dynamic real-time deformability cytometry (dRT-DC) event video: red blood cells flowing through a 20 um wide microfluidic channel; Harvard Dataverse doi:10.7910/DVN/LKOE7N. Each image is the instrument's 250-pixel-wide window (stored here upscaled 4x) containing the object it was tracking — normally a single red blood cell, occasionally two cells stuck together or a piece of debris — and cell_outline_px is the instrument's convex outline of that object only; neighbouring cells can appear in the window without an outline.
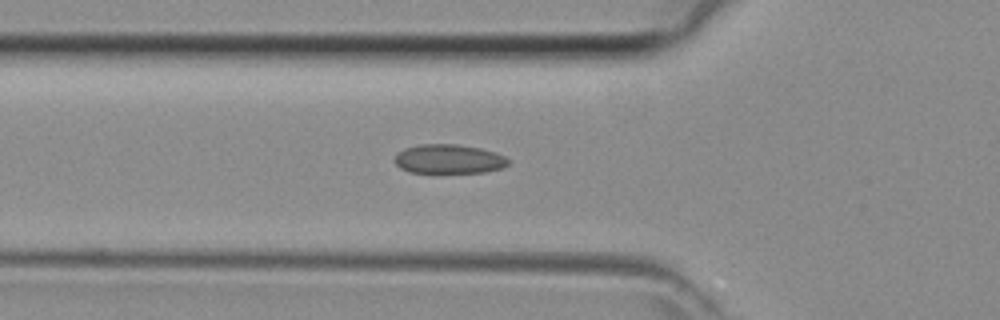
{"species": "common noctule bat (a hibernating species)", "species_latin": "Nyctalus noctula", "temperature_condition": "room temperature", "stored_images_in_passage": 43, "camera_frame_rate_fps": 3000, "um_per_image_px": 0.085, "animal": {"sex": "female", "body_mass_g": 29.2, "forearm_length_mm": 56.3}, "frame": {"image": 1, "passage_image": 14, "time_ms": 4.333, "image_size_px": [1000, 320], "cell_outline_px": [[508, 164], [500, 168], [484, 172], [408, 172], [400, 168], [396, 164], [396, 152], [404, 148], [420, 144], [456, 144], [480, 148], [496, 152], [504, 156], [508, 160]], "centroid_in_image_um": [38.12, 13.5], "position_along_channel_um": 87.7, "area_um2": 19.19}}
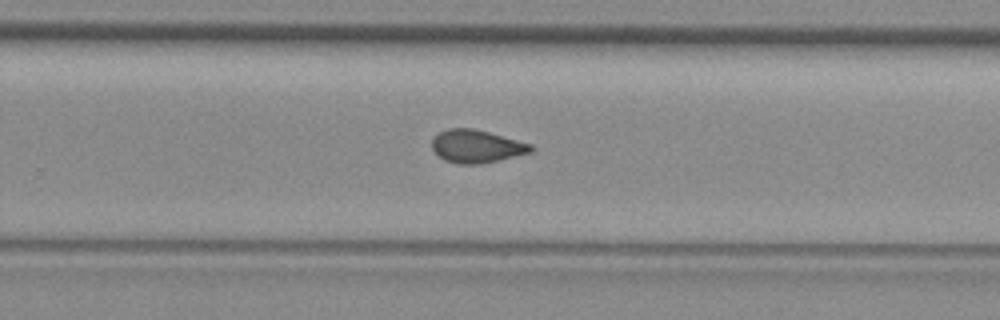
{"frame": {"image": 2, "passage_image": 27, "time_ms": 8.667, "image_size_px": [1000, 320], "cell_outline_px": [[536, 148], [532, 152], [500, 160], [480, 164], [460, 164], [444, 160], [432, 148], [432, 140], [440, 132], [448, 128], [472, 128], [488, 132], [532, 144]], "centroid_in_image_um": [40.54, 12.44], "position_along_channel_um": 289.3, "area_um2": 18.9}}
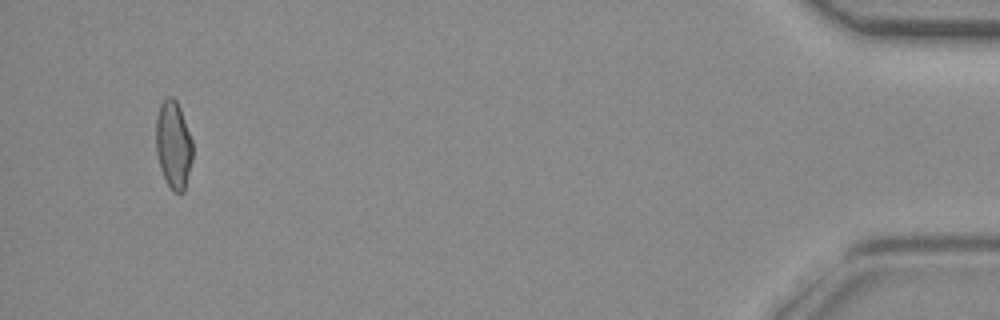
{"frame": {"image": 3, "passage_image": 41, "time_ms": 13.333, "image_size_px": [1000, 320], "cell_outline_px": [[192, 160], [184, 192], [172, 192], [160, 168], [156, 152], [156, 116], [160, 104], [168, 96], [172, 96], [176, 100], [180, 108], [192, 140]], "centroid_in_image_um": [14.73, 12.3], "position_along_channel_um": 420.5, "area_um2": 18.73}}